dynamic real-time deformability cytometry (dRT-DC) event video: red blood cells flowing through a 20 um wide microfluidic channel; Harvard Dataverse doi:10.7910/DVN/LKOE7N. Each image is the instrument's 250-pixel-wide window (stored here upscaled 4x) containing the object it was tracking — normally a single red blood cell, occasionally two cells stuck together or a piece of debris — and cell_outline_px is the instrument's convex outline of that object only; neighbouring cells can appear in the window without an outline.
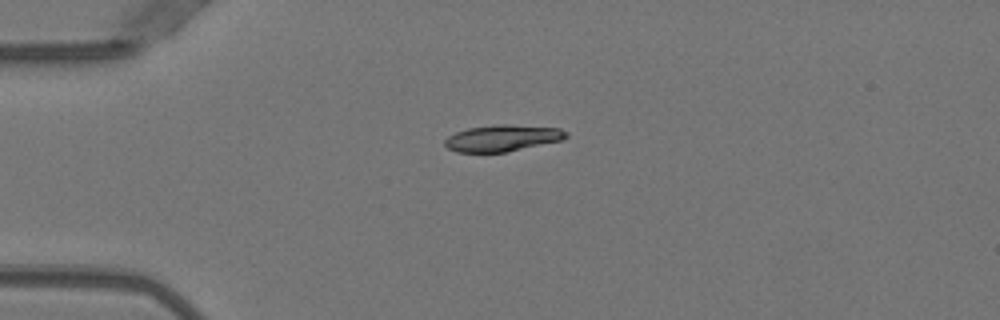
{"species": "Egyptian fruit bat (a non-hibernating species)", "species_latin": "Rousettus aegyptiacus", "temperature_condition": "warm", "stored_images_in_passage": 34, "camera_frame_rate_fps": 3000, "um_per_image_px": 0.085, "animal": {"sex": "female"}, "frame": {"image": 1, "passage_image": 1, "time_ms": 0.0, "image_size_px": [1000, 320], "cell_outline_px": [[568, 136], [564, 140], [504, 152], [456, 152], [448, 148], [444, 144], [444, 140], [448, 136], [456, 132], [468, 128], [496, 124], [508, 124], [560, 128], [568, 132]], "centroid_in_image_um": [42.72, 11.73], "position_along_channel_um": 42.3, "area_um2": 18.79}}
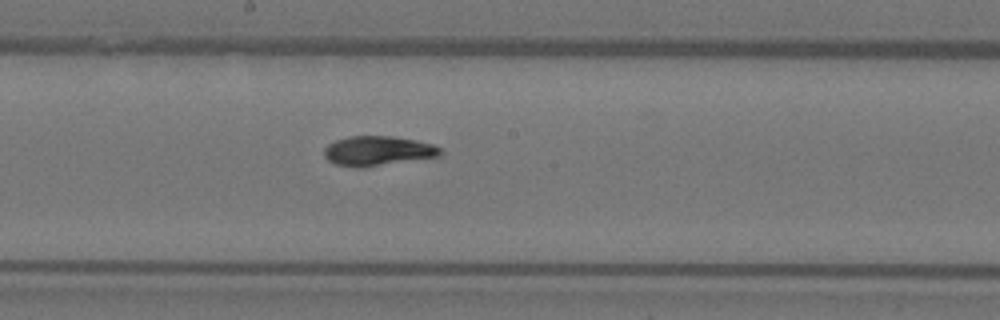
{"frame": {"image": 2, "passage_image": 16, "time_ms": 5.0, "image_size_px": [1000, 320], "cell_outline_px": [[444, 152], [440, 156], [360, 168], [356, 168], [336, 164], [328, 160], [324, 156], [324, 148], [328, 144], [336, 140], [348, 136], [392, 136], [416, 140], [432, 144], [440, 148]], "centroid_in_image_um": [32.11, 12.82], "position_along_channel_um": 216.1, "area_um2": 20.11}}
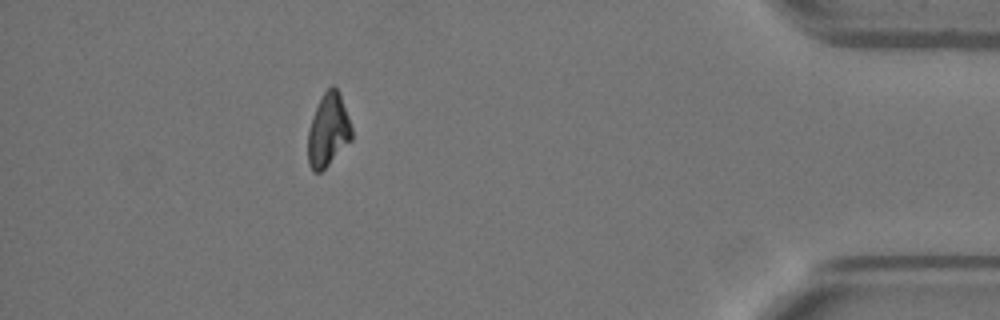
{"frame": {"image": 3, "passage_image": 34, "time_ms": 11.0, "image_size_px": [1000, 320], "cell_outline_px": [[352, 140], [320, 172], [312, 172], [308, 164], [308, 132], [312, 116], [324, 92], [332, 84], [336, 88], [340, 96], [352, 128]], "centroid_in_image_um": [27.88, 11.1], "position_along_channel_um": 407.3, "area_um2": 18.32}, "authors_computed_cell_mechanics": {"area_um2": 19.7965, "velocity_mm_per_s": 4.0158, "shape_relaxation_time_tau1_ms": 10.2719, "shape_relaxation_time_tau2_ms": 1.9677, "deformation_change_tau1": 0.2945, "deformation_change_tau2": 0.0499}}